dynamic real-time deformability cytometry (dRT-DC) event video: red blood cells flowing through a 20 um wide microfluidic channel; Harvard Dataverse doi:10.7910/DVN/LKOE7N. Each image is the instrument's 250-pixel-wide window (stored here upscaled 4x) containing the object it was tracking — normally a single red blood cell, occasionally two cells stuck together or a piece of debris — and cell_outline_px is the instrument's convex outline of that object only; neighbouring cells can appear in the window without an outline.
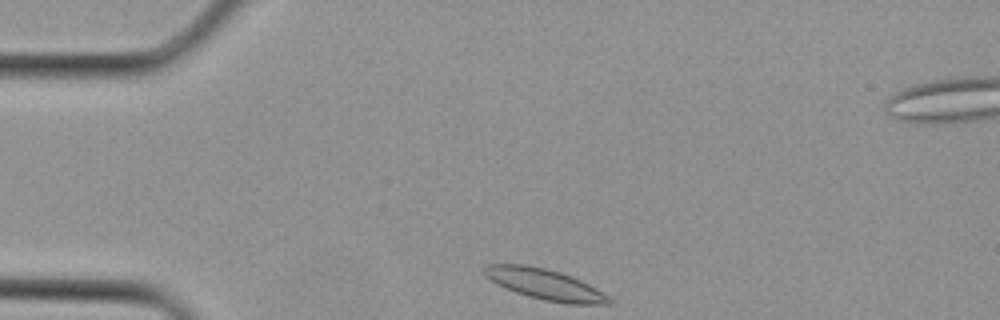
{"species": "Egyptian fruit bat (a non-hibernating species)", "species_latin": "Rousettus aegyptiacus", "temperature_condition": "cold", "stored_images_in_passage": 29, "camera_frame_rate_fps": 3000, "um_per_image_px": 0.085, "animal": {"sex": "female"}, "frame": {"image": 1, "passage_image": 1, "time_ms": 0.0, "image_size_px": [1000, 320], "cell_outline_px": [[616, 300], [612, 304], [564, 304], [544, 300], [528, 296], [516, 292], [484, 276], [480, 268], [484, 264], [524, 264], [544, 268], [560, 272], [572, 276], [596, 288]], "centroid_in_image_um": [46.34, 24.17], "position_along_channel_um": 38.7, "area_um2": 22.48}}
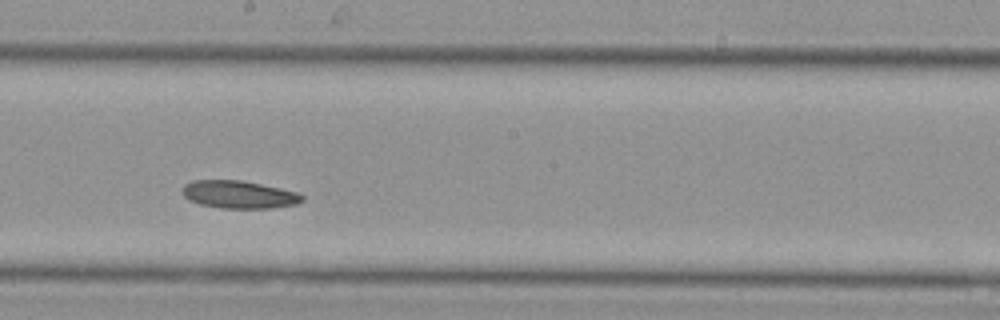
{"frame": {"image": 2, "passage_image": 13, "time_ms": 4.0, "image_size_px": [1000, 320], "cell_outline_px": [[304, 200], [296, 204], [272, 208], [220, 208], [200, 204], [188, 200], [184, 196], [184, 184], [192, 180], [240, 180], [280, 188], [296, 192], [304, 196]], "centroid_in_image_um": [20.31, 16.54], "position_along_channel_um": 227.9, "area_um2": 19.25}}
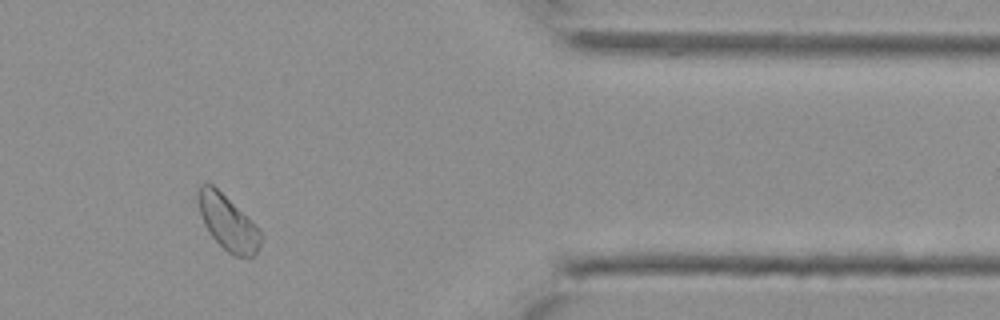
{"frame": {"image": 3, "passage_image": 23, "time_ms": 7.333, "image_size_px": [1000, 320], "cell_outline_px": [[260, 244], [256, 256], [236, 256], [228, 252], [208, 232], [204, 224], [200, 212], [196, 192], [200, 184], [212, 184], [260, 232]], "centroid_in_image_um": [19.31, 18.94], "position_along_channel_um": 392.1, "area_um2": 19.07}}